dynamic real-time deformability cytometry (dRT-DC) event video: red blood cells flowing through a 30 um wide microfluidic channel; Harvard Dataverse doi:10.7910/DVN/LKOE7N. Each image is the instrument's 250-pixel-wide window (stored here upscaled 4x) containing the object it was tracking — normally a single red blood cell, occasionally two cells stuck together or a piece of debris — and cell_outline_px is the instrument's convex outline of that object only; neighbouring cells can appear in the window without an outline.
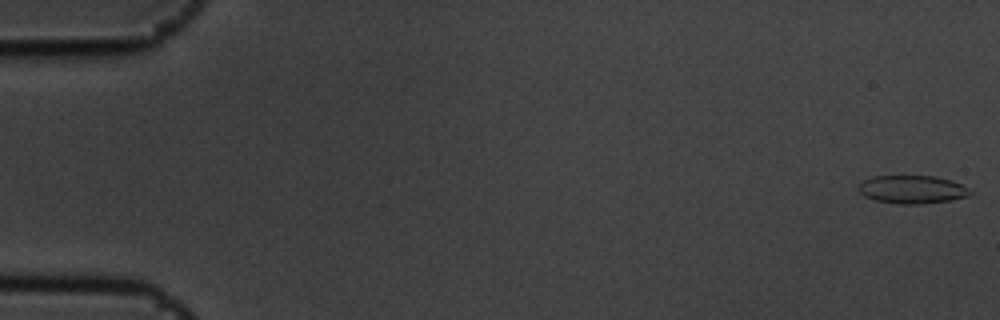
{"species": "common noctule bat (a hibernating species)", "species_latin": "Nyctalus noctula", "temperature_condition": "cold", "stored_images_in_passage": 4, "camera_frame_rate_fps": 3000, "um_per_image_px": 0.085, "animal": {"sex": "male", "body_mass_g": 19.5, "forearm_length_mm": 54.6}, "frame": {"image": 1, "passage_image": 1, "time_ms": 0.0, "image_size_px": [1000, 320], "cell_outline_px": [[972, 192], [968, 196], [948, 200], [920, 204], [900, 204], [876, 200], [864, 196], [856, 188], [864, 180], [872, 176], [936, 176], [952, 180], [968, 188]], "centroid_in_image_um": [77.52, 16.09], "position_along_channel_um": 7.5, "area_um2": 18.21}}